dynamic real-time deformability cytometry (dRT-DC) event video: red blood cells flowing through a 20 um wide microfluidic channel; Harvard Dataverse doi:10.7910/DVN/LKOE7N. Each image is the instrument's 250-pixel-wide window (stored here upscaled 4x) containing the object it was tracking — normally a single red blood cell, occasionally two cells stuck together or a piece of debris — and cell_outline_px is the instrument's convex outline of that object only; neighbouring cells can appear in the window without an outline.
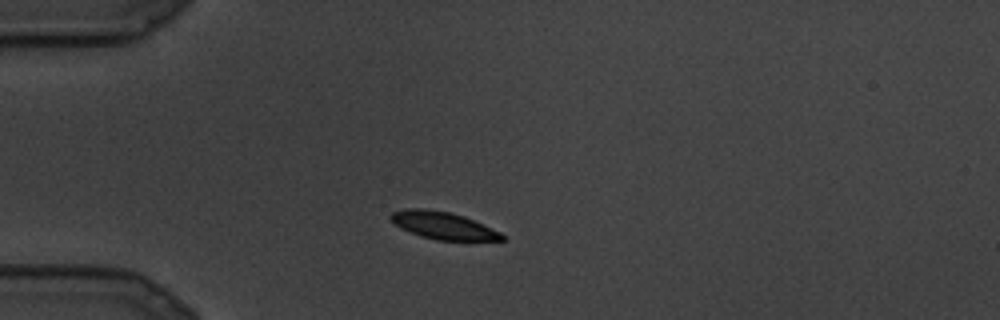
{"species": "common noctule bat (a hibernating species)", "species_latin": "Nyctalus noctula", "temperature_condition": "cold", "stored_images_in_passage": 22, "camera_frame_rate_fps": 3000, "um_per_image_px": 0.085, "animal": {"sex": "male", "body_mass_g": 19.5, "forearm_length_mm": 54.6}, "frame": {"image": 1, "passage_image": 2, "time_ms": 0.333, "image_size_px": [1000, 320], "cell_outline_px": [[504, 240], [436, 240], [420, 236], [400, 228], [388, 216], [392, 212], [408, 208], [424, 208], [448, 212], [464, 216], [484, 224], [500, 232], [504, 236]], "centroid_in_image_um": [37.65, 19.16], "position_along_channel_um": 47.4, "area_um2": 17.63}}
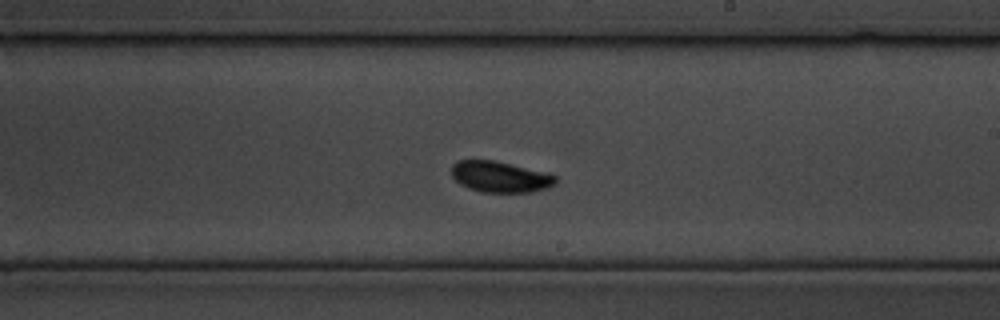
{"frame": {"image": 2, "passage_image": 11, "time_ms": 3.333, "image_size_px": [1000, 320], "cell_outline_px": [[556, 184], [544, 188], [528, 192], [480, 192], [468, 188], [460, 184], [452, 176], [452, 164], [456, 160], [492, 160], [548, 172], [556, 176]], "centroid_in_image_um": [42.49, 15.02], "position_along_channel_um": 246.5, "area_um2": 18.79}}
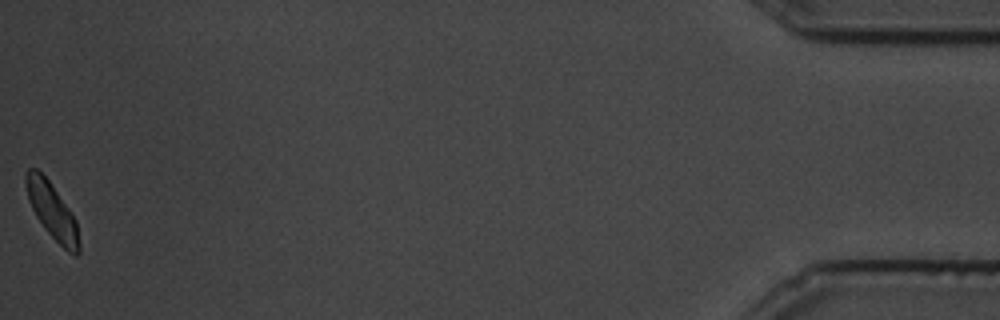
{"frame": {"image": 3, "passage_image": 22, "time_ms": 7.0, "image_size_px": [1000, 320], "cell_outline_px": [[80, 252], [76, 256], [68, 252], [44, 228], [36, 216], [28, 200], [24, 184], [24, 176], [28, 168], [36, 168], [48, 180], [68, 208], [76, 220], [80, 244]], "centroid_in_image_um": [4.41, 17.93], "position_along_channel_um": 430.8, "area_um2": 17.17}}